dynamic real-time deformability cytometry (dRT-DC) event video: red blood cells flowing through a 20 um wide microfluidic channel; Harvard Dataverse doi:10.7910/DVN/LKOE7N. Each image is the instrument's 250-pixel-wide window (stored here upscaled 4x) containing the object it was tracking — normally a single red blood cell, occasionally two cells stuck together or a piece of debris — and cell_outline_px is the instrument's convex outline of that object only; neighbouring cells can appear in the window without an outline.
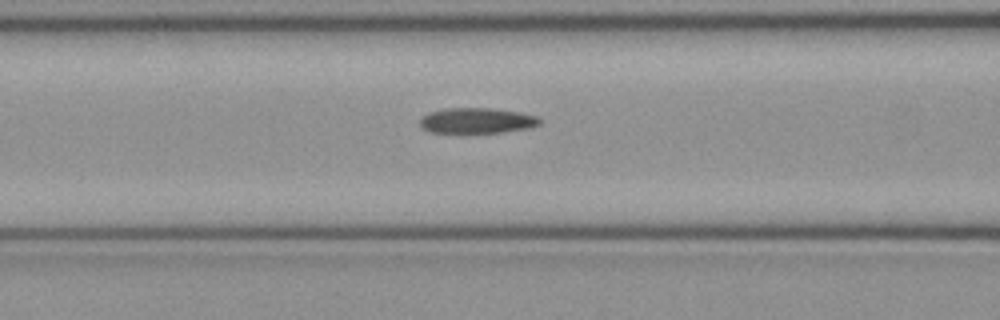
{"species": "common noctule bat (a hibernating species)", "species_latin": "Nyctalus noctula", "temperature_condition": "cold", "stored_images_in_passage": 33, "camera_frame_rate_fps": 3000, "um_per_image_px": 0.085, "animal": {"sex": "female", "body_mass_g": 21.9}, "frame": {"image": 1, "passage_image": 8, "time_ms": 2.333, "image_size_px": [1000, 320], "cell_outline_px": [[540, 124], [532, 128], [504, 132], [432, 132], [420, 128], [420, 116], [428, 112], [444, 108], [492, 108], [520, 112], [536, 116], [540, 120]], "centroid_in_image_um": [40.52, 10.24], "position_along_channel_um": 126.1, "area_um2": 17.92}}
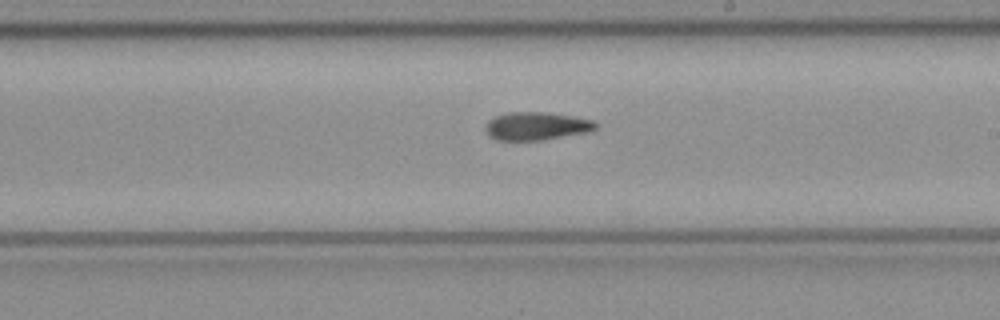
{"frame": {"image": 2, "passage_image": 17, "time_ms": 5.333, "image_size_px": [1000, 320], "cell_outline_px": [[596, 128], [588, 132], [544, 140], [496, 140], [488, 136], [484, 128], [488, 120], [496, 116], [508, 112], [548, 112], [572, 116], [592, 120], [596, 124]], "centroid_in_image_um": [45.56, 10.72], "position_along_channel_um": 243.4, "area_um2": 18.09}}
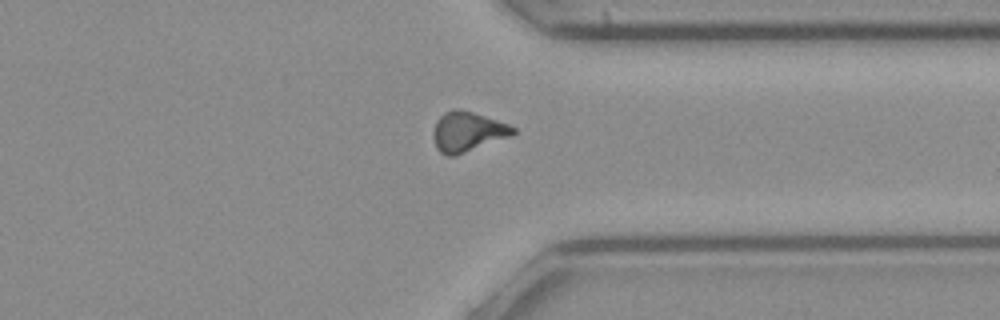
{"frame": {"image": 3, "passage_image": 27, "time_ms": 8.667, "image_size_px": [1000, 320], "cell_outline_px": [[516, 132], [512, 136], [456, 156], [448, 156], [440, 152], [436, 148], [432, 136], [432, 132], [436, 120], [444, 112], [452, 108], [456, 108], [472, 112], [508, 124], [516, 128]], "centroid_in_image_um": [39.72, 11.21], "position_along_channel_um": 371.7, "area_um2": 18.79}}